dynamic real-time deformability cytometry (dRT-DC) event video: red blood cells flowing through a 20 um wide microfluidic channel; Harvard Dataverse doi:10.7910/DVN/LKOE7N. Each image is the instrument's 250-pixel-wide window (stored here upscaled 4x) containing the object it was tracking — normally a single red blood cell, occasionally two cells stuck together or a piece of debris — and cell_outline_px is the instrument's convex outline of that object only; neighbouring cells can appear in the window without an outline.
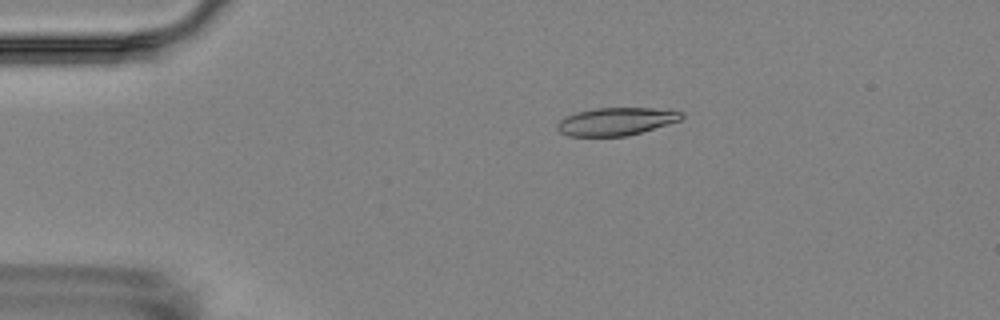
{"species": "Egyptian fruit bat (a non-hibernating species)", "species_latin": "Rousettus aegyptiacus", "temperature_condition": "room temperature", "stored_images_in_passage": 15, "camera_frame_rate_fps": 3000, "um_per_image_px": 0.085, "animal": {"sex": "female"}, "frame": {"image": 1, "passage_image": 3, "time_ms": 2.333, "image_size_px": [1000, 320], "cell_outline_px": [[684, 116], [680, 120], [668, 124], [628, 136], [568, 136], [560, 132], [556, 128], [556, 124], [564, 116], [576, 112], [596, 108], [668, 108], [684, 112]], "centroid_in_image_um": [52.39, 10.31], "position_along_channel_um": 32.6, "area_um2": 20.4}}
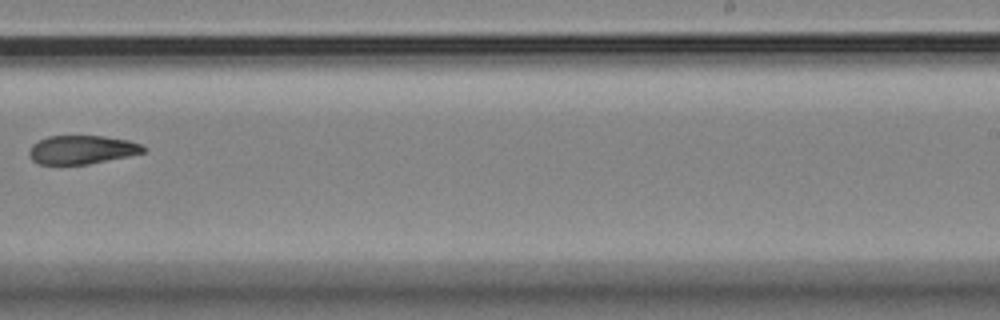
{"frame": {"image": 2, "passage_image": 10, "time_ms": 10.667, "image_size_px": [1000, 320], "cell_outline_px": [[148, 148], [144, 152], [128, 156], [88, 164], [40, 164], [32, 160], [28, 156], [28, 152], [32, 144], [48, 136], [104, 136], [128, 140], [140, 144]], "centroid_in_image_um": [6.95, 12.72], "position_along_channel_um": 282.0, "area_um2": 19.02}}
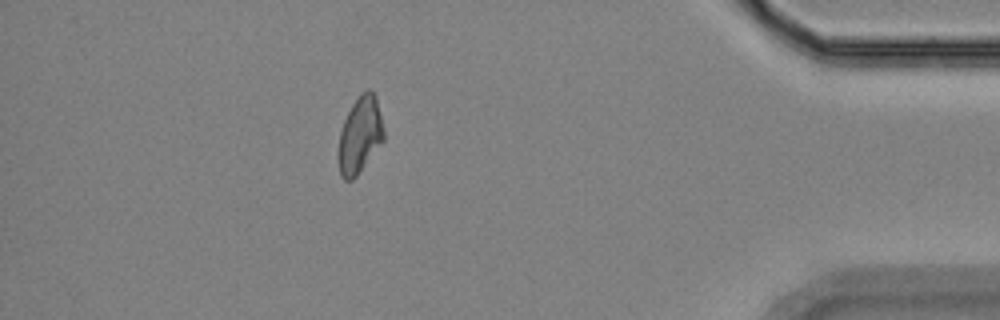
{"frame": {"image": 3, "passage_image": 14, "time_ms": 15.333, "image_size_px": [1000, 320], "cell_outline_px": [[384, 140], [356, 176], [352, 180], [344, 180], [340, 172], [336, 156], [340, 132], [344, 120], [352, 104], [360, 92], [368, 88], [376, 96], [384, 132]], "centroid_in_image_um": [30.57, 11.47], "position_along_channel_um": 404.6, "area_um2": 20.29}, "authors_computed_cell_mechanics": {"area_um2": 20.2878, "velocity_mm_per_s": 3.5453, "shape_relaxation_time_tau1_ms": 10.5332, "shape_relaxation_time_tau2_ms": 6.0945, "deformation_change_tau1": 0.2358, "deformation_change_tau2": 0.1391}}